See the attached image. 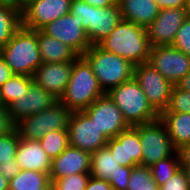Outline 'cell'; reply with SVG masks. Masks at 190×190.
<instances>
[{
	"instance_id": "6da1fadb",
	"label": "cell",
	"mask_w": 190,
	"mask_h": 190,
	"mask_svg": "<svg viewBox=\"0 0 190 190\" xmlns=\"http://www.w3.org/2000/svg\"><path fill=\"white\" fill-rule=\"evenodd\" d=\"M98 45L135 66L148 62L151 50L146 28L123 19Z\"/></svg>"
},
{
	"instance_id": "7a4b0ae2",
	"label": "cell",
	"mask_w": 190,
	"mask_h": 190,
	"mask_svg": "<svg viewBox=\"0 0 190 190\" xmlns=\"http://www.w3.org/2000/svg\"><path fill=\"white\" fill-rule=\"evenodd\" d=\"M0 56L13 74L32 77L42 64L38 49V30L21 26L0 49Z\"/></svg>"
},
{
	"instance_id": "3957f363",
	"label": "cell",
	"mask_w": 190,
	"mask_h": 190,
	"mask_svg": "<svg viewBox=\"0 0 190 190\" xmlns=\"http://www.w3.org/2000/svg\"><path fill=\"white\" fill-rule=\"evenodd\" d=\"M104 94L90 64L79 55L73 61L69 83L59 101L72 112L83 111Z\"/></svg>"
},
{
	"instance_id": "277c9868",
	"label": "cell",
	"mask_w": 190,
	"mask_h": 190,
	"mask_svg": "<svg viewBox=\"0 0 190 190\" xmlns=\"http://www.w3.org/2000/svg\"><path fill=\"white\" fill-rule=\"evenodd\" d=\"M82 56L90 64L104 93L133 79L135 65L99 45L90 46Z\"/></svg>"
},
{
	"instance_id": "5b68a950",
	"label": "cell",
	"mask_w": 190,
	"mask_h": 190,
	"mask_svg": "<svg viewBox=\"0 0 190 190\" xmlns=\"http://www.w3.org/2000/svg\"><path fill=\"white\" fill-rule=\"evenodd\" d=\"M69 13L82 21L91 46L98 45L123 19L118 3L96 8L84 0H72Z\"/></svg>"
},
{
	"instance_id": "8992f818",
	"label": "cell",
	"mask_w": 190,
	"mask_h": 190,
	"mask_svg": "<svg viewBox=\"0 0 190 190\" xmlns=\"http://www.w3.org/2000/svg\"><path fill=\"white\" fill-rule=\"evenodd\" d=\"M106 94L121 110L129 126L134 127L159 119V114L148 103L142 88L134 78L112 88Z\"/></svg>"
},
{
	"instance_id": "52a82bcc",
	"label": "cell",
	"mask_w": 190,
	"mask_h": 190,
	"mask_svg": "<svg viewBox=\"0 0 190 190\" xmlns=\"http://www.w3.org/2000/svg\"><path fill=\"white\" fill-rule=\"evenodd\" d=\"M71 114L72 111L58 100L45 110L20 120L16 130L20 138L39 140L51 131L67 130Z\"/></svg>"
},
{
	"instance_id": "ba28073f",
	"label": "cell",
	"mask_w": 190,
	"mask_h": 190,
	"mask_svg": "<svg viewBox=\"0 0 190 190\" xmlns=\"http://www.w3.org/2000/svg\"><path fill=\"white\" fill-rule=\"evenodd\" d=\"M138 133L142 146L141 166L150 167L176 151L160 119L138 125Z\"/></svg>"
},
{
	"instance_id": "9c48e42d",
	"label": "cell",
	"mask_w": 190,
	"mask_h": 190,
	"mask_svg": "<svg viewBox=\"0 0 190 190\" xmlns=\"http://www.w3.org/2000/svg\"><path fill=\"white\" fill-rule=\"evenodd\" d=\"M133 78L142 88L152 108L158 114L162 113L168 105L174 85L147 62L134 67Z\"/></svg>"
},
{
	"instance_id": "30bf717a",
	"label": "cell",
	"mask_w": 190,
	"mask_h": 190,
	"mask_svg": "<svg viewBox=\"0 0 190 190\" xmlns=\"http://www.w3.org/2000/svg\"><path fill=\"white\" fill-rule=\"evenodd\" d=\"M82 112L94 122L99 131H102L108 139L115 138L130 127L121 110L106 93L98 97Z\"/></svg>"
},
{
	"instance_id": "8fae6325",
	"label": "cell",
	"mask_w": 190,
	"mask_h": 190,
	"mask_svg": "<svg viewBox=\"0 0 190 190\" xmlns=\"http://www.w3.org/2000/svg\"><path fill=\"white\" fill-rule=\"evenodd\" d=\"M67 130L69 145L90 154L105 147L109 140L82 111L72 112Z\"/></svg>"
},
{
	"instance_id": "7c38bea8",
	"label": "cell",
	"mask_w": 190,
	"mask_h": 190,
	"mask_svg": "<svg viewBox=\"0 0 190 190\" xmlns=\"http://www.w3.org/2000/svg\"><path fill=\"white\" fill-rule=\"evenodd\" d=\"M147 63L173 85L190 71V57L173 46L151 47Z\"/></svg>"
},
{
	"instance_id": "4fadbf2b",
	"label": "cell",
	"mask_w": 190,
	"mask_h": 190,
	"mask_svg": "<svg viewBox=\"0 0 190 190\" xmlns=\"http://www.w3.org/2000/svg\"><path fill=\"white\" fill-rule=\"evenodd\" d=\"M187 17V8L160 10L156 19L146 28L151 47L172 46L177 31Z\"/></svg>"
},
{
	"instance_id": "5bb4252c",
	"label": "cell",
	"mask_w": 190,
	"mask_h": 190,
	"mask_svg": "<svg viewBox=\"0 0 190 190\" xmlns=\"http://www.w3.org/2000/svg\"><path fill=\"white\" fill-rule=\"evenodd\" d=\"M72 0H33L21 13V26L41 30L47 24L69 13Z\"/></svg>"
},
{
	"instance_id": "9a60e30c",
	"label": "cell",
	"mask_w": 190,
	"mask_h": 190,
	"mask_svg": "<svg viewBox=\"0 0 190 190\" xmlns=\"http://www.w3.org/2000/svg\"><path fill=\"white\" fill-rule=\"evenodd\" d=\"M46 35L54 37L64 44L69 45L79 55H83L91 46L83 29L82 21L70 13L52 21L41 29Z\"/></svg>"
},
{
	"instance_id": "2e32d148",
	"label": "cell",
	"mask_w": 190,
	"mask_h": 190,
	"mask_svg": "<svg viewBox=\"0 0 190 190\" xmlns=\"http://www.w3.org/2000/svg\"><path fill=\"white\" fill-rule=\"evenodd\" d=\"M58 100L52 93L33 82L26 93L11 103L7 108L12 121L16 124L23 118L45 110Z\"/></svg>"
},
{
	"instance_id": "e0dca14e",
	"label": "cell",
	"mask_w": 190,
	"mask_h": 190,
	"mask_svg": "<svg viewBox=\"0 0 190 190\" xmlns=\"http://www.w3.org/2000/svg\"><path fill=\"white\" fill-rule=\"evenodd\" d=\"M106 147L121 166L135 167L142 161V146L138 125L130 126L115 138L109 139Z\"/></svg>"
},
{
	"instance_id": "ac0fdd59",
	"label": "cell",
	"mask_w": 190,
	"mask_h": 190,
	"mask_svg": "<svg viewBox=\"0 0 190 190\" xmlns=\"http://www.w3.org/2000/svg\"><path fill=\"white\" fill-rule=\"evenodd\" d=\"M72 68L73 62H42L32 76L33 82L60 99L69 83Z\"/></svg>"
},
{
	"instance_id": "d6986e66",
	"label": "cell",
	"mask_w": 190,
	"mask_h": 190,
	"mask_svg": "<svg viewBox=\"0 0 190 190\" xmlns=\"http://www.w3.org/2000/svg\"><path fill=\"white\" fill-rule=\"evenodd\" d=\"M91 154L79 148L68 145L58 156L52 159L49 179L54 182L57 179L78 173H90Z\"/></svg>"
},
{
	"instance_id": "ffe728a7",
	"label": "cell",
	"mask_w": 190,
	"mask_h": 190,
	"mask_svg": "<svg viewBox=\"0 0 190 190\" xmlns=\"http://www.w3.org/2000/svg\"><path fill=\"white\" fill-rule=\"evenodd\" d=\"M15 161L21 170L50 173L52 159L43 150L39 140H25L19 137Z\"/></svg>"
},
{
	"instance_id": "44dd1931",
	"label": "cell",
	"mask_w": 190,
	"mask_h": 190,
	"mask_svg": "<svg viewBox=\"0 0 190 190\" xmlns=\"http://www.w3.org/2000/svg\"><path fill=\"white\" fill-rule=\"evenodd\" d=\"M123 20L147 28L157 17L160 8L155 0H117Z\"/></svg>"
},
{
	"instance_id": "7402d4cb",
	"label": "cell",
	"mask_w": 190,
	"mask_h": 190,
	"mask_svg": "<svg viewBox=\"0 0 190 190\" xmlns=\"http://www.w3.org/2000/svg\"><path fill=\"white\" fill-rule=\"evenodd\" d=\"M38 49L42 62H73L79 54L69 45L38 30Z\"/></svg>"
},
{
	"instance_id": "603a6c76",
	"label": "cell",
	"mask_w": 190,
	"mask_h": 190,
	"mask_svg": "<svg viewBox=\"0 0 190 190\" xmlns=\"http://www.w3.org/2000/svg\"><path fill=\"white\" fill-rule=\"evenodd\" d=\"M159 119L165 125L175 149L190 143L189 113H160Z\"/></svg>"
},
{
	"instance_id": "cb8c5ba5",
	"label": "cell",
	"mask_w": 190,
	"mask_h": 190,
	"mask_svg": "<svg viewBox=\"0 0 190 190\" xmlns=\"http://www.w3.org/2000/svg\"><path fill=\"white\" fill-rule=\"evenodd\" d=\"M120 164L105 146L91 154L90 176L98 180L108 181L120 170Z\"/></svg>"
},
{
	"instance_id": "d4e9b609",
	"label": "cell",
	"mask_w": 190,
	"mask_h": 190,
	"mask_svg": "<svg viewBox=\"0 0 190 190\" xmlns=\"http://www.w3.org/2000/svg\"><path fill=\"white\" fill-rule=\"evenodd\" d=\"M51 185L48 173L33 170H21L9 180V190H40L51 188Z\"/></svg>"
},
{
	"instance_id": "484cf974",
	"label": "cell",
	"mask_w": 190,
	"mask_h": 190,
	"mask_svg": "<svg viewBox=\"0 0 190 190\" xmlns=\"http://www.w3.org/2000/svg\"><path fill=\"white\" fill-rule=\"evenodd\" d=\"M32 83V77L13 74V76L0 87L2 105L8 107L11 103L15 102L26 93Z\"/></svg>"
},
{
	"instance_id": "4316f807",
	"label": "cell",
	"mask_w": 190,
	"mask_h": 190,
	"mask_svg": "<svg viewBox=\"0 0 190 190\" xmlns=\"http://www.w3.org/2000/svg\"><path fill=\"white\" fill-rule=\"evenodd\" d=\"M21 27V13L13 8L0 5V49Z\"/></svg>"
},
{
	"instance_id": "83f0119b",
	"label": "cell",
	"mask_w": 190,
	"mask_h": 190,
	"mask_svg": "<svg viewBox=\"0 0 190 190\" xmlns=\"http://www.w3.org/2000/svg\"><path fill=\"white\" fill-rule=\"evenodd\" d=\"M149 168L153 179L157 183V186L159 187L163 185L175 174L176 171L180 169V162L177 152L175 151L171 156L161 159Z\"/></svg>"
},
{
	"instance_id": "f1b7e54d",
	"label": "cell",
	"mask_w": 190,
	"mask_h": 190,
	"mask_svg": "<svg viewBox=\"0 0 190 190\" xmlns=\"http://www.w3.org/2000/svg\"><path fill=\"white\" fill-rule=\"evenodd\" d=\"M43 150L51 159L58 157L69 145L68 130H56L39 139Z\"/></svg>"
},
{
	"instance_id": "f546056e",
	"label": "cell",
	"mask_w": 190,
	"mask_h": 190,
	"mask_svg": "<svg viewBox=\"0 0 190 190\" xmlns=\"http://www.w3.org/2000/svg\"><path fill=\"white\" fill-rule=\"evenodd\" d=\"M127 190H159L150 168L137 165L132 168Z\"/></svg>"
},
{
	"instance_id": "4dcf8cb0",
	"label": "cell",
	"mask_w": 190,
	"mask_h": 190,
	"mask_svg": "<svg viewBox=\"0 0 190 190\" xmlns=\"http://www.w3.org/2000/svg\"><path fill=\"white\" fill-rule=\"evenodd\" d=\"M162 113H189L190 114V92L173 86L168 105Z\"/></svg>"
},
{
	"instance_id": "1f68e13d",
	"label": "cell",
	"mask_w": 190,
	"mask_h": 190,
	"mask_svg": "<svg viewBox=\"0 0 190 190\" xmlns=\"http://www.w3.org/2000/svg\"><path fill=\"white\" fill-rule=\"evenodd\" d=\"M19 143V134L16 128L9 134L0 137V163L11 162L15 159Z\"/></svg>"
},
{
	"instance_id": "d6a6232c",
	"label": "cell",
	"mask_w": 190,
	"mask_h": 190,
	"mask_svg": "<svg viewBox=\"0 0 190 190\" xmlns=\"http://www.w3.org/2000/svg\"><path fill=\"white\" fill-rule=\"evenodd\" d=\"M90 173L72 174L52 182L57 190H85Z\"/></svg>"
},
{
	"instance_id": "836d02e7",
	"label": "cell",
	"mask_w": 190,
	"mask_h": 190,
	"mask_svg": "<svg viewBox=\"0 0 190 190\" xmlns=\"http://www.w3.org/2000/svg\"><path fill=\"white\" fill-rule=\"evenodd\" d=\"M172 46L190 57V19L188 17L177 31Z\"/></svg>"
},
{
	"instance_id": "e575fe53",
	"label": "cell",
	"mask_w": 190,
	"mask_h": 190,
	"mask_svg": "<svg viewBox=\"0 0 190 190\" xmlns=\"http://www.w3.org/2000/svg\"><path fill=\"white\" fill-rule=\"evenodd\" d=\"M159 190H190L184 170L180 168L176 171L171 178L159 186Z\"/></svg>"
},
{
	"instance_id": "d590c367",
	"label": "cell",
	"mask_w": 190,
	"mask_h": 190,
	"mask_svg": "<svg viewBox=\"0 0 190 190\" xmlns=\"http://www.w3.org/2000/svg\"><path fill=\"white\" fill-rule=\"evenodd\" d=\"M133 167L120 166V170L108 180L114 190H127Z\"/></svg>"
},
{
	"instance_id": "8d00e7d4",
	"label": "cell",
	"mask_w": 190,
	"mask_h": 190,
	"mask_svg": "<svg viewBox=\"0 0 190 190\" xmlns=\"http://www.w3.org/2000/svg\"><path fill=\"white\" fill-rule=\"evenodd\" d=\"M16 128V124L12 121L8 108L0 107V137L11 133Z\"/></svg>"
},
{
	"instance_id": "74e56055",
	"label": "cell",
	"mask_w": 190,
	"mask_h": 190,
	"mask_svg": "<svg viewBox=\"0 0 190 190\" xmlns=\"http://www.w3.org/2000/svg\"><path fill=\"white\" fill-rule=\"evenodd\" d=\"M21 169L16 164L15 159H11V162L0 163V174H2L7 180L14 178Z\"/></svg>"
},
{
	"instance_id": "f35d334b",
	"label": "cell",
	"mask_w": 190,
	"mask_h": 190,
	"mask_svg": "<svg viewBox=\"0 0 190 190\" xmlns=\"http://www.w3.org/2000/svg\"><path fill=\"white\" fill-rule=\"evenodd\" d=\"M160 10L168 8H187L189 0H155Z\"/></svg>"
},
{
	"instance_id": "ab89813d",
	"label": "cell",
	"mask_w": 190,
	"mask_h": 190,
	"mask_svg": "<svg viewBox=\"0 0 190 190\" xmlns=\"http://www.w3.org/2000/svg\"><path fill=\"white\" fill-rule=\"evenodd\" d=\"M85 190H114L108 181L98 180L90 176Z\"/></svg>"
},
{
	"instance_id": "60d3db41",
	"label": "cell",
	"mask_w": 190,
	"mask_h": 190,
	"mask_svg": "<svg viewBox=\"0 0 190 190\" xmlns=\"http://www.w3.org/2000/svg\"><path fill=\"white\" fill-rule=\"evenodd\" d=\"M178 154L180 167L190 166V143L182 145L176 149Z\"/></svg>"
},
{
	"instance_id": "b9f144b4",
	"label": "cell",
	"mask_w": 190,
	"mask_h": 190,
	"mask_svg": "<svg viewBox=\"0 0 190 190\" xmlns=\"http://www.w3.org/2000/svg\"><path fill=\"white\" fill-rule=\"evenodd\" d=\"M13 73L4 59L0 56V87L11 77Z\"/></svg>"
},
{
	"instance_id": "7bdbcfd3",
	"label": "cell",
	"mask_w": 190,
	"mask_h": 190,
	"mask_svg": "<svg viewBox=\"0 0 190 190\" xmlns=\"http://www.w3.org/2000/svg\"><path fill=\"white\" fill-rule=\"evenodd\" d=\"M88 4L98 7V8H103L107 6H112L114 4H117V0H84Z\"/></svg>"
},
{
	"instance_id": "ee69618b",
	"label": "cell",
	"mask_w": 190,
	"mask_h": 190,
	"mask_svg": "<svg viewBox=\"0 0 190 190\" xmlns=\"http://www.w3.org/2000/svg\"><path fill=\"white\" fill-rule=\"evenodd\" d=\"M175 86L184 91H189L190 92V71L183 77L181 78Z\"/></svg>"
},
{
	"instance_id": "f6af8a7d",
	"label": "cell",
	"mask_w": 190,
	"mask_h": 190,
	"mask_svg": "<svg viewBox=\"0 0 190 190\" xmlns=\"http://www.w3.org/2000/svg\"><path fill=\"white\" fill-rule=\"evenodd\" d=\"M0 5L13 8L19 12V1L18 0H0Z\"/></svg>"
},
{
	"instance_id": "bcb514c9",
	"label": "cell",
	"mask_w": 190,
	"mask_h": 190,
	"mask_svg": "<svg viewBox=\"0 0 190 190\" xmlns=\"http://www.w3.org/2000/svg\"><path fill=\"white\" fill-rule=\"evenodd\" d=\"M0 190H9V180L0 174Z\"/></svg>"
},
{
	"instance_id": "7dc6e473",
	"label": "cell",
	"mask_w": 190,
	"mask_h": 190,
	"mask_svg": "<svg viewBox=\"0 0 190 190\" xmlns=\"http://www.w3.org/2000/svg\"><path fill=\"white\" fill-rule=\"evenodd\" d=\"M19 1V13L23 12V9L31 3L33 0H18Z\"/></svg>"
},
{
	"instance_id": "c3c4849f",
	"label": "cell",
	"mask_w": 190,
	"mask_h": 190,
	"mask_svg": "<svg viewBox=\"0 0 190 190\" xmlns=\"http://www.w3.org/2000/svg\"><path fill=\"white\" fill-rule=\"evenodd\" d=\"M184 170L186 177H187V181H188V185L190 188V166H186V167H180Z\"/></svg>"
},
{
	"instance_id": "681fc988",
	"label": "cell",
	"mask_w": 190,
	"mask_h": 190,
	"mask_svg": "<svg viewBox=\"0 0 190 190\" xmlns=\"http://www.w3.org/2000/svg\"><path fill=\"white\" fill-rule=\"evenodd\" d=\"M187 14H188V18L190 19V0H189V4L187 6Z\"/></svg>"
},
{
	"instance_id": "f907efd6",
	"label": "cell",
	"mask_w": 190,
	"mask_h": 190,
	"mask_svg": "<svg viewBox=\"0 0 190 190\" xmlns=\"http://www.w3.org/2000/svg\"><path fill=\"white\" fill-rule=\"evenodd\" d=\"M51 188H40V190H50Z\"/></svg>"
},
{
	"instance_id": "816d5d0a",
	"label": "cell",
	"mask_w": 190,
	"mask_h": 190,
	"mask_svg": "<svg viewBox=\"0 0 190 190\" xmlns=\"http://www.w3.org/2000/svg\"><path fill=\"white\" fill-rule=\"evenodd\" d=\"M50 190H57L53 185H51V189Z\"/></svg>"
},
{
	"instance_id": "f5cc1de1",
	"label": "cell",
	"mask_w": 190,
	"mask_h": 190,
	"mask_svg": "<svg viewBox=\"0 0 190 190\" xmlns=\"http://www.w3.org/2000/svg\"><path fill=\"white\" fill-rule=\"evenodd\" d=\"M3 105H2V101H1V98H0V107H2Z\"/></svg>"
}]
</instances>
